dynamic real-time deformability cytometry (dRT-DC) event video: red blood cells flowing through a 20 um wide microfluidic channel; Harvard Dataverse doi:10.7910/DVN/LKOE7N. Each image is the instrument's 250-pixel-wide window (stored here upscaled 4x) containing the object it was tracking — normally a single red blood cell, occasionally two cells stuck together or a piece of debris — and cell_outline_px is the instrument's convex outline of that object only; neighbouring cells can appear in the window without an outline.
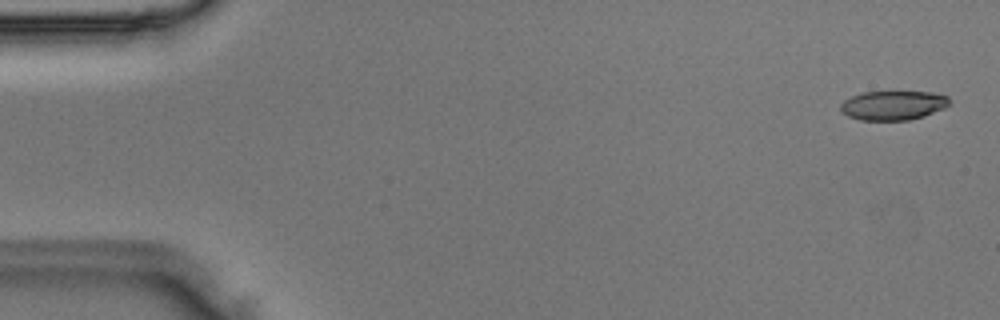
{"species": "Egyptian fruit bat (a non-hibernating species)", "species_latin": "Rousettus aegyptiacus", "temperature_condition": "room temperature", "stored_images_in_passage": 11, "camera_frame_rate_fps": 3000, "um_per_image_px": 0.085, "animal": {"sex": "male"}, "frame": {"image": 1, "passage_image": 2, "time_ms": 0.333, "image_size_px": [1000, 320], "cell_outline_px": [[948, 104], [944, 108], [924, 116], [908, 120], [860, 120], [848, 116], [840, 112], [840, 104], [844, 100], [852, 96], [864, 92], [928, 92], [948, 96]], "centroid_in_image_um": [75.87, 8.96], "position_along_channel_um": 9.1, "area_um2": 18.44}}